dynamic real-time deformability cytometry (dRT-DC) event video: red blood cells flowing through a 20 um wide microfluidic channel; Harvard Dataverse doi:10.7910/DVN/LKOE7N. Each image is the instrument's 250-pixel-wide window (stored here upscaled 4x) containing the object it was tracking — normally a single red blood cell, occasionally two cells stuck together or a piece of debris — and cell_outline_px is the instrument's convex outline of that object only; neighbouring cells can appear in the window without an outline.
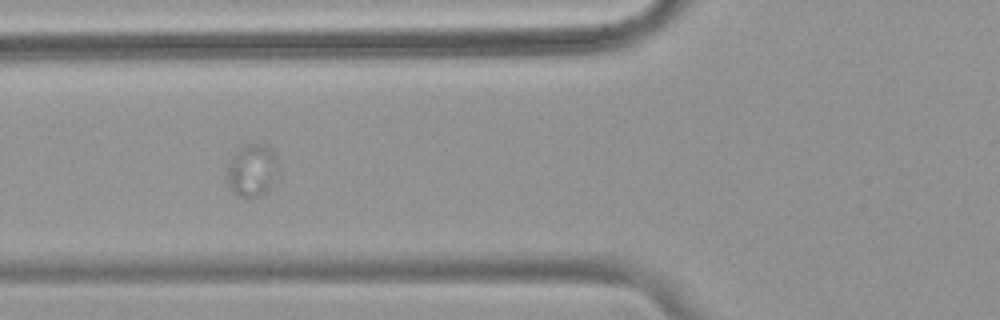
{"species": "common noctule bat (a hibernating species)", "species_latin": "Nyctalus noctula", "temperature_condition": "warm", "stored_images_in_passage": 39, "camera_frame_rate_fps": 3000, "um_per_image_px": 0.085, "animal": {"sex": "female", "body_mass_g": 18.4}, "frame": {"image": 1, "passage_image": 11, "time_ms": 3.333, "image_size_px": [1000, 320], "cell_outline_px": [[280, 180], [268, 192], [260, 196], [240, 196], [232, 192], [224, 168], [236, 148], [240, 144], [264, 144], [272, 148], [276, 156], [280, 168]], "centroid_in_image_um": [21.48, 14.45], "position_along_channel_um": 104.3, "area_um2": 16.88}}
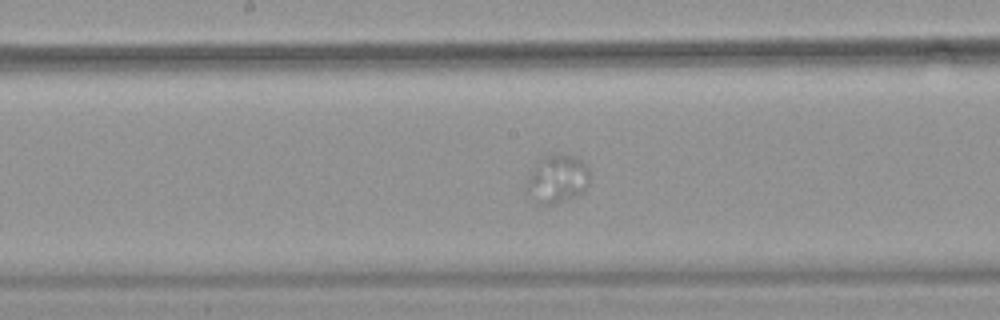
{"frame": {"image": 2, "passage_image": 20, "time_ms": 6.333, "image_size_px": [1000, 320], "cell_outline_px": [[588, 184], [584, 192], [576, 196], [556, 204], [536, 204], [524, 196], [528, 172], [540, 156], [552, 152], [556, 152], [580, 156], [588, 168]], "centroid_in_image_um": [47.29, 15.18], "position_along_channel_um": 200.9, "area_um2": 19.02}}
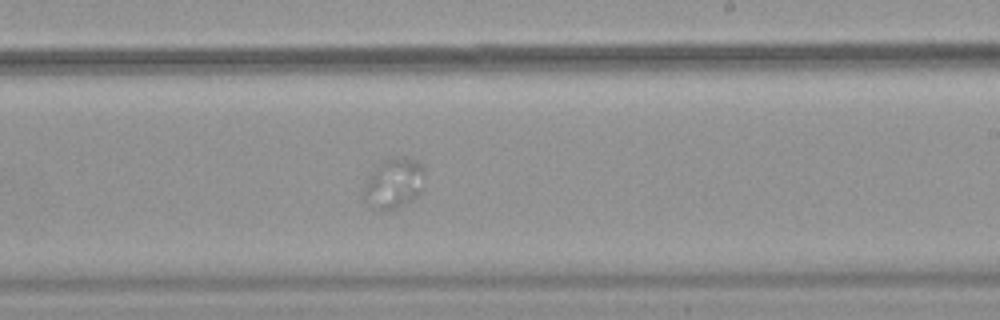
{"frame": {"image": 3, "passage_image": 25, "time_ms": 8.0, "image_size_px": [1000, 320], "cell_outline_px": [[424, 188], [412, 200], [396, 208], [384, 212], [380, 212], [364, 200], [364, 192], [368, 176], [384, 160], [392, 156], [396, 156], [420, 160], [424, 168]], "centroid_in_image_um": [33.52, 15.57], "position_along_channel_um": 255.5, "area_um2": 18.03}}